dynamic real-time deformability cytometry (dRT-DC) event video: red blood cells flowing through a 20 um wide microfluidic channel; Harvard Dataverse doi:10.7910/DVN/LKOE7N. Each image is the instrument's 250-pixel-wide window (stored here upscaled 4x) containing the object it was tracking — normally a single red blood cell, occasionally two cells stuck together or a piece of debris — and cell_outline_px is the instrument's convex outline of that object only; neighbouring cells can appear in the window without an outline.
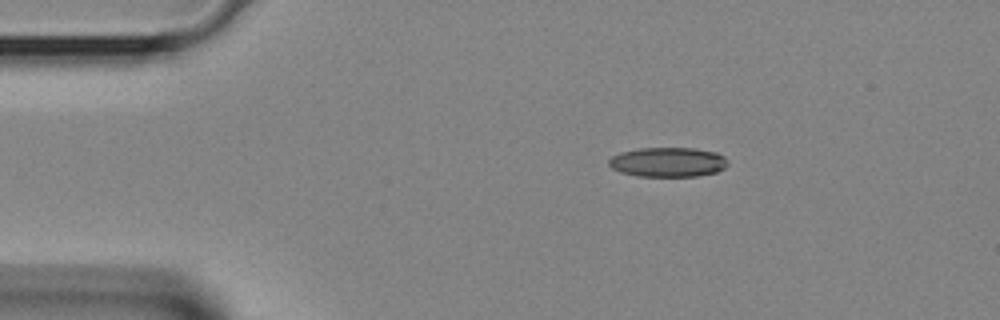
{"species": "Egyptian fruit bat (a non-hibernating species)", "species_latin": "Rousettus aegyptiacus", "temperature_condition": "room temperature", "stored_images_in_passage": 34, "camera_frame_rate_fps": 3000, "um_per_image_px": 0.085, "animal": {"sex": "female"}, "frame": {"image": 1, "passage_image": 1, "time_ms": 0.0, "image_size_px": [1000, 320], "cell_outline_px": [[728, 164], [724, 168], [716, 172], [696, 176], [636, 176], [620, 172], [612, 168], [608, 164], [608, 160], [612, 156], [620, 152], [640, 148], [692, 148], [716, 152], [724, 156], [728, 160]], "centroid_in_image_um": [56.76, 13.78], "position_along_channel_um": 28.2, "area_um2": 20.58}}
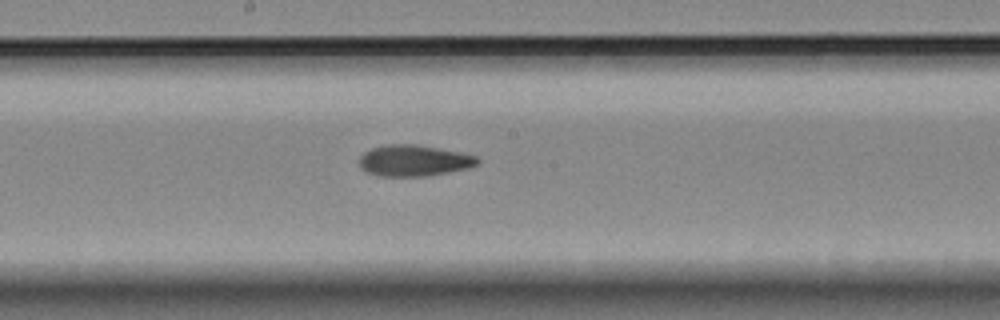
{"frame": {"image": 2, "passage_image": 15, "time_ms": 4.667, "image_size_px": [1000, 320], "cell_outline_px": [[480, 160], [476, 164], [468, 168], [428, 176], [376, 176], [360, 168], [360, 156], [364, 152], [372, 148], [388, 144], [416, 144], [476, 156]], "centroid_in_image_um": [35.14, 13.66], "position_along_channel_um": 213.1, "area_um2": 21.27}}
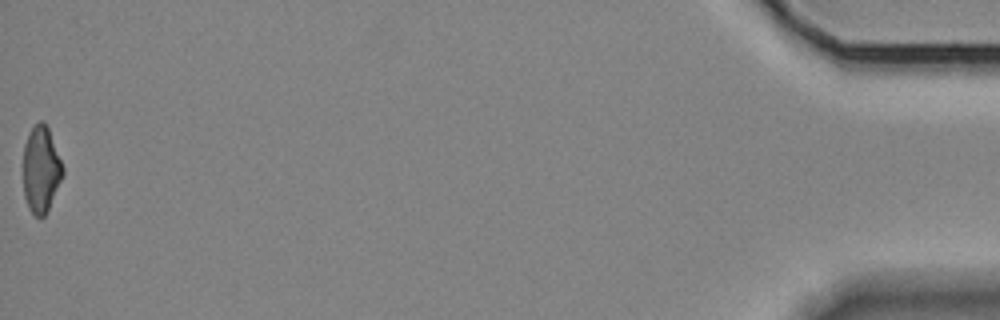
{"frame": {"image": 3, "passage_image": 34, "time_ms": 11.0, "image_size_px": [1000, 320], "cell_outline_px": [[64, 172], [48, 208], [44, 216], [40, 220], [28, 208], [24, 196], [24, 144], [28, 132], [40, 120], [44, 120], [48, 128], [64, 168]], "centroid_in_image_um": [3.47, 14.39], "position_along_channel_um": 431.7, "area_um2": 19.71}}